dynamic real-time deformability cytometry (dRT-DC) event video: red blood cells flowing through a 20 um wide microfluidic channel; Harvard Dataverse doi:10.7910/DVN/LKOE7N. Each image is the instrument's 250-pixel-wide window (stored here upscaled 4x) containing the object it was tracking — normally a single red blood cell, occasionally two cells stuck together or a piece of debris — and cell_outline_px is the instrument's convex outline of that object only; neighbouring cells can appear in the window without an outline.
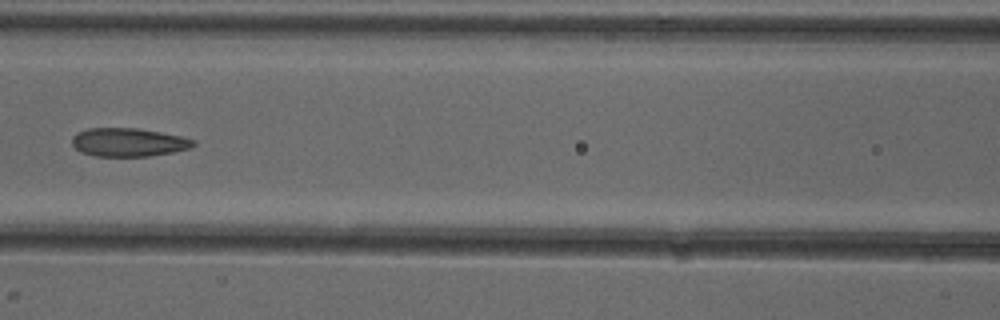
{"species": "common noctule bat (a hibernating species)", "species_latin": "Nyctalus noctula", "temperature_condition": "cold", "stored_images_in_passage": 6, "camera_frame_rate_fps": 3000, "um_per_image_px": 0.085, "animal": {"sex": "female"}, "frame": {"image": 1, "passage_image": 5, "time_ms": 5.0, "image_size_px": [1000, 320], "cell_outline_px": [[196, 144], [192, 148], [172, 152], [148, 156], [96, 156], [80, 152], [72, 144], [72, 136], [76, 132], [88, 128], [140, 128], [180, 136], [196, 140]], "centroid_in_image_um": [10.92, 12.09], "position_along_channel_um": 155.7, "area_um2": 20.23}}
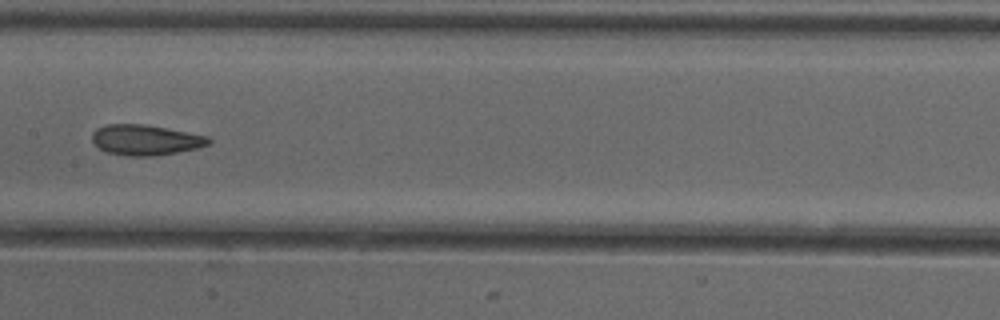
{"frame": {"image": 2, "passage_image": 6, "time_ms": 6.0, "image_size_px": [1000, 320], "cell_outline_px": [[212, 140], [208, 144], [196, 148], [176, 152], [152, 156], [128, 156], [108, 152], [100, 148], [92, 140], [92, 132], [96, 128], [108, 124], [144, 124], [208, 136]], "centroid_in_image_um": [12.35, 11.89], "position_along_channel_um": 195.1, "area_um2": 20.4}}